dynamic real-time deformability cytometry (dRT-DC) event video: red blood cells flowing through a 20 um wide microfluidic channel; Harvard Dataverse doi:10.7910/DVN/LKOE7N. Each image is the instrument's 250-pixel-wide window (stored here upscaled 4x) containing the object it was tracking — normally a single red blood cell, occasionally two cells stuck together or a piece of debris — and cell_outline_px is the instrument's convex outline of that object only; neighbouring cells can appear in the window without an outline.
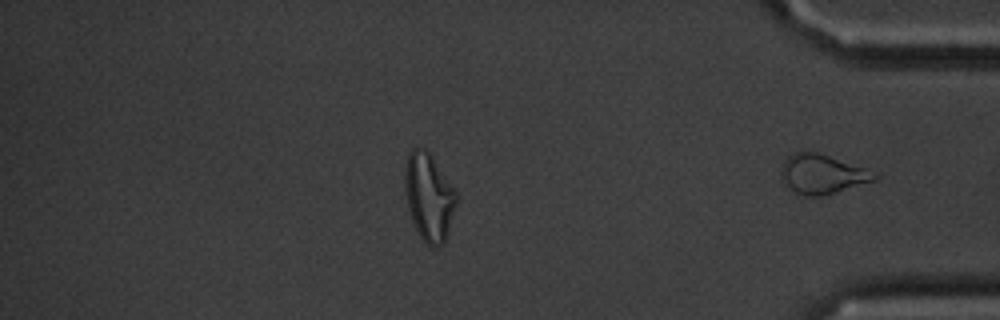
{"species": "common noctule bat (a hibernating species)", "species_latin": "Nyctalus noctula", "temperature_condition": "cold", "stored_images_in_passage": 36, "segment_of_instrument_passage": [2, 2], "camera_frame_rate_fps": 3000, "um_per_image_px": 0.085, "animal": {"sex": "male", "body_mass_g": 20.1, "forearm_length_mm": 53.5}, "frame": {"image": 1, "passage_image": 36, "time_ms": 11.667, "image_size_px": [1000, 320], "cell_outline_px": [[880, 176], [876, 180], [824, 196], [804, 196], [788, 188], [784, 184], [780, 172], [780, 168], [784, 160], [788, 156], [800, 148], [816, 152], [868, 168]], "centroid_in_image_um": [69.87, 14.78], "position_along_channel_um": 365.3, "area_um2": 21.96}}